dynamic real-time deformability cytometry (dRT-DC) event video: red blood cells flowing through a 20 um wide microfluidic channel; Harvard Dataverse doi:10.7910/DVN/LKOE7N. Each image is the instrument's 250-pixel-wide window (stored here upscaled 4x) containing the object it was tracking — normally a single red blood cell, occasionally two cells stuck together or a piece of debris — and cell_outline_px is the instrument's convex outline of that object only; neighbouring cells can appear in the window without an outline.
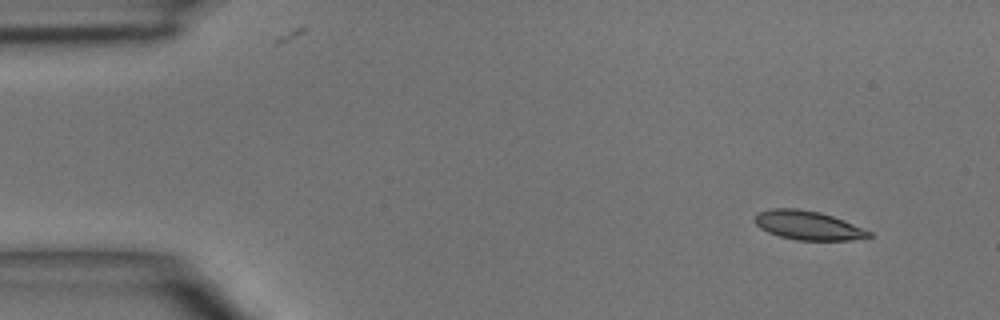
{"species": "common noctule bat (a hibernating species)", "species_latin": "Nyctalus noctula", "temperature_condition": "room temperature", "stored_images_in_passage": 7, "camera_frame_rate_fps": 3000, "um_per_image_px": 0.085, "animal": {"sex": "male", "body_mass_g": 15.6}, "frame": {"image": 1, "passage_image": 1, "time_ms": 0.0, "image_size_px": [1000, 320], "cell_outline_px": [[876, 236], [852, 240], [796, 240], [780, 236], [768, 232], [760, 228], [752, 220], [760, 212], [772, 208], [796, 208], [820, 212], [844, 220], [872, 232]], "centroid_in_image_um": [68.7, 19.16], "position_along_channel_um": 16.3, "area_um2": 19.31}}
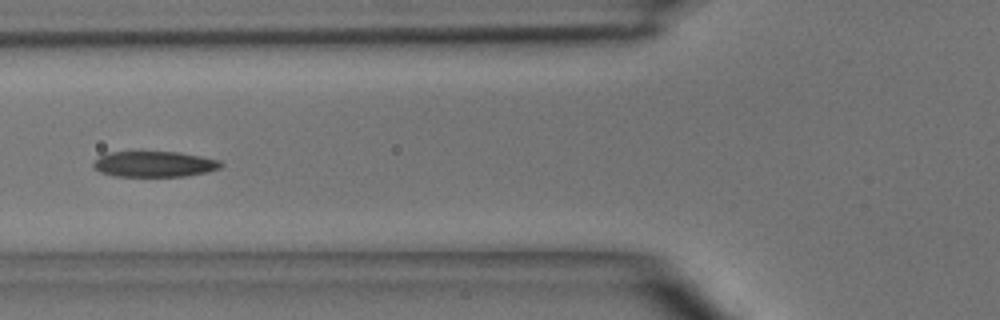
{"frame": {"image": 2, "passage_image": 5, "time_ms": 4.667, "image_size_px": [1000, 320], "cell_outline_px": [[224, 164], [220, 168], [208, 172], [184, 176], [116, 176], [100, 172], [92, 164], [100, 156], [112, 152], [180, 152], [220, 160]], "centroid_in_image_um": [13.17, 13.95], "position_along_channel_um": 112.6, "area_um2": 18.96}}